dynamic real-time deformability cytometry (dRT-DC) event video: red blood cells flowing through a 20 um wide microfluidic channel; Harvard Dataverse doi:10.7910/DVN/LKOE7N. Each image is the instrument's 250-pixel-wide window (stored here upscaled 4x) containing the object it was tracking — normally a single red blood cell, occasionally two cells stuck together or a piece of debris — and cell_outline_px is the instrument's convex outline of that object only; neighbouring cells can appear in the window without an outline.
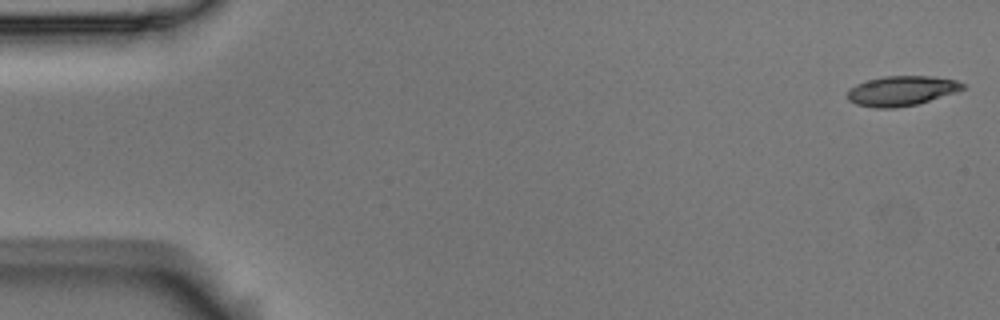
{"species": "Egyptian fruit bat (a non-hibernating species)", "species_latin": "Rousettus aegyptiacus", "temperature_condition": "room temperature", "stored_images_in_passage": 55, "camera_frame_rate_fps": 3000, "um_per_image_px": 0.085, "animal": {"sex": "male"}, "frame": {"image": 1, "passage_image": 1, "time_ms": 0.0, "image_size_px": [1000, 320], "cell_outline_px": [[968, 84], [964, 88], [956, 92], [916, 104], [896, 108], [876, 108], [856, 104], [848, 100], [848, 88], [856, 84], [868, 80], [884, 76], [932, 76], [956, 80]], "centroid_in_image_um": [76.63, 7.71], "position_along_channel_um": 8.4, "area_um2": 20.06}}
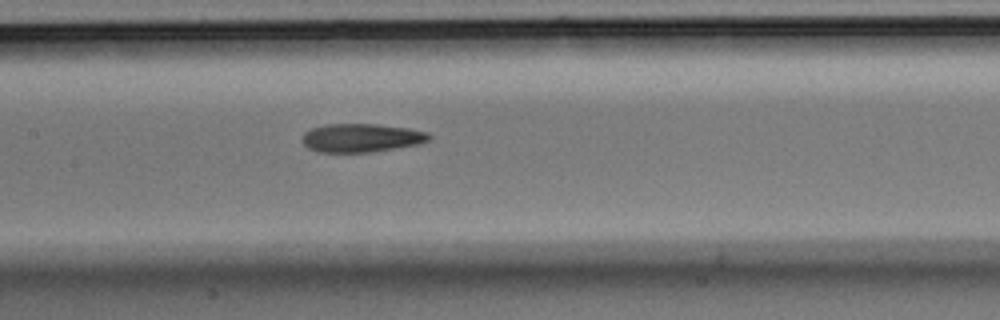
{"frame": {"image": 2, "passage_image": 26, "time_ms": 8.333, "image_size_px": [1000, 320], "cell_outline_px": [[432, 140], [416, 144], [372, 152], [316, 152], [308, 148], [304, 144], [304, 132], [312, 128], [324, 124], [376, 124], [408, 128], [428, 132], [432, 136]], "centroid_in_image_um": [30.73, 11.71], "position_along_channel_um": 176.7, "area_um2": 21.04}}
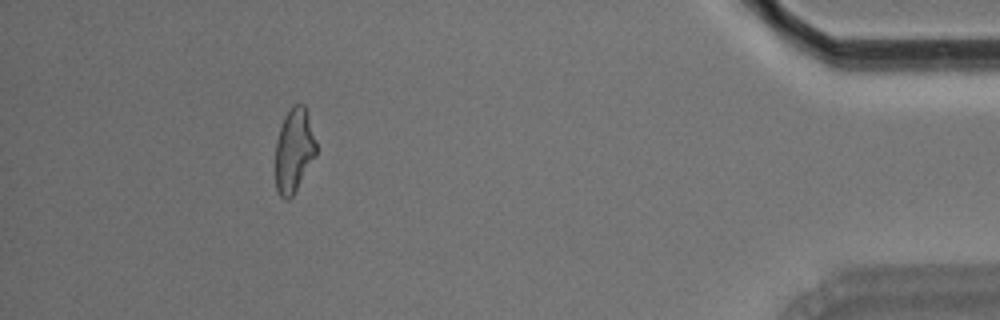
{"frame": {"image": 3, "passage_image": 50, "time_ms": 16.333, "image_size_px": [1000, 320], "cell_outline_px": [[316, 156], [292, 196], [288, 200], [284, 200], [280, 196], [276, 188], [276, 140], [284, 116], [292, 104], [304, 104], [316, 144]], "centroid_in_image_um": [24.97, 12.79], "position_along_channel_um": 410.2, "area_um2": 19.77}, "authors_computed_cell_mechanics": {"area_um2": 20.9814, "velocity_mm_per_s": 3.6311, "shape_relaxation_time_tau1_ms": 6.8616, "shape_relaxation_time_tau2_ms": 3.7032, "deformation_change_tau1": 0.1963, "deformation_change_tau2": 0.1313}}